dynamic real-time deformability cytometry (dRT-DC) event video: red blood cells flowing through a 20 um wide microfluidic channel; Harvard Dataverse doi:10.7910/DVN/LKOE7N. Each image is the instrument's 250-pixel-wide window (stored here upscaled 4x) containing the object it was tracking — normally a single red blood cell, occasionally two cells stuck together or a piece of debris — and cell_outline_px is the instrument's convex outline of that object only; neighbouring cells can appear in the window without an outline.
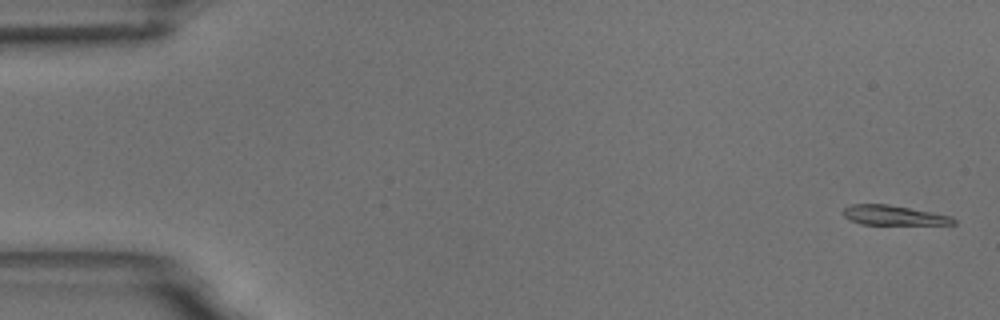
{"species": "common noctule bat (a hibernating species)", "species_latin": "Nyctalus noctula", "temperature_condition": "room temperature", "stored_images_in_passage": 56, "camera_frame_rate_fps": 3000, "um_per_image_px": 0.085, "animal": {"sex": "male", "body_mass_g": 18.8}, "frame": {"image": 1, "passage_image": 2, "time_ms": 0.333, "image_size_px": [1000, 320], "cell_outline_px": [[956, 224], [860, 224], [844, 216], [840, 212], [844, 208], [852, 204], [888, 204], [932, 212], [952, 216], [956, 220]], "centroid_in_image_um": [75.94, 18.29], "position_along_channel_um": 9.1, "area_um2": 12.6}}
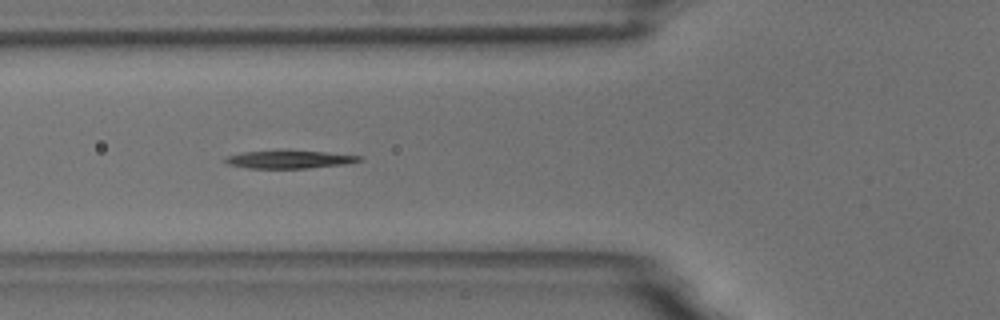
{"frame": {"image": 2, "passage_image": 21, "time_ms": 6.667, "image_size_px": [1000, 320], "cell_outline_px": [[360, 160], [344, 164], [308, 168], [248, 168], [228, 164], [224, 160], [228, 156], [240, 152], [284, 148], [288, 148], [360, 156]], "centroid_in_image_um": [24.51, 13.51], "position_along_channel_um": 101.3, "area_um2": 14.45}}
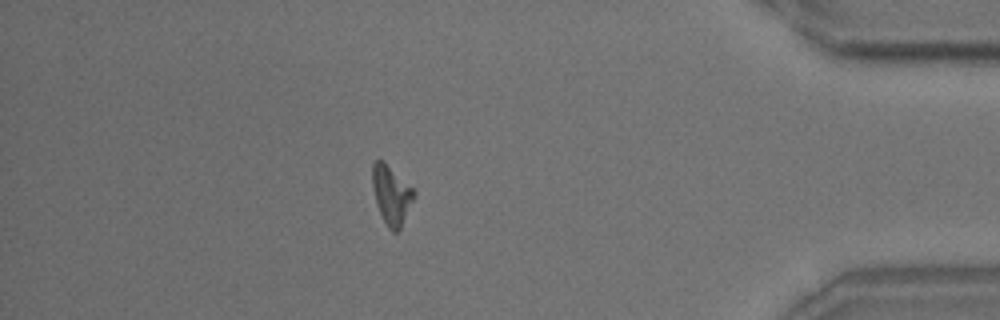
{"frame": {"image": 3, "passage_image": 49, "time_ms": 16.0, "image_size_px": [1000, 320], "cell_outline_px": [[416, 196], [400, 228], [396, 232], [392, 232], [388, 228], [380, 212], [376, 200], [372, 184], [372, 164], [376, 160], [384, 160], [416, 192]], "centroid_in_image_um": [33.28, 16.55], "position_along_channel_um": 401.9, "area_um2": 14.1}}